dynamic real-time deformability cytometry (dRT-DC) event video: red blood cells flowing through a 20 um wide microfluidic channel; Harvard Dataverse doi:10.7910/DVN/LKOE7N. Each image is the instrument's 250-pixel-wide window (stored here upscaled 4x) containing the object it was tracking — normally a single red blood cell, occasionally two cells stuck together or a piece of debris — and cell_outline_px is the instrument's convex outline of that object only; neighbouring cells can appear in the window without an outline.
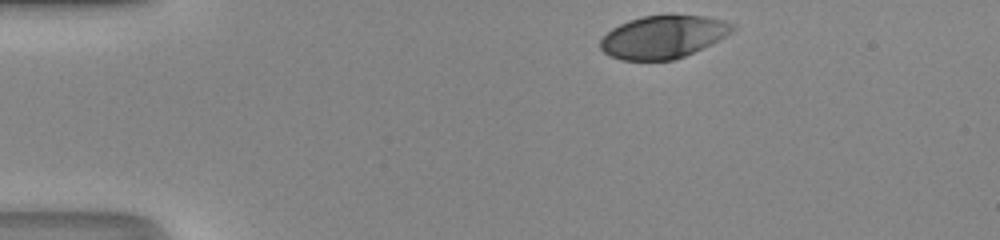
{"species": "human", "species_latin": "Homo sapiens", "temperature_condition": "room temperature", "stored_images_in_passage": 33, "camera_frame_rate_fps": 3000, "um_per_image_px": 0.085, "donor": {"sex": "male"}, "frame": {"image": 1, "passage_image": 1, "time_ms": 0.0, "image_size_px": [1000, 240], "cell_outline_px": [[736, 28], [732, 32], [684, 56], [672, 60], [620, 60], [604, 52], [600, 48], [600, 40], [612, 28], [628, 20], [644, 16], [668, 12], [704, 16], [724, 20], [736, 24]], "centroid_in_image_um": [56.37, 3.09], "position_along_channel_um": 28.6, "area_um2": 33.23}}
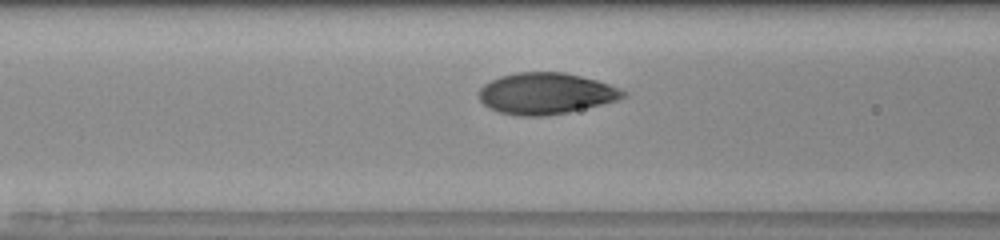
{"frame": {"image": 2, "passage_image": 13, "time_ms": 4.0, "image_size_px": [1000, 240], "cell_outline_px": [[628, 96], [616, 100], [568, 112], [544, 116], [516, 116], [496, 112], [488, 108], [480, 100], [480, 88], [484, 84], [500, 76], [516, 72], [564, 72], [596, 80], [620, 88], [628, 92]], "centroid_in_image_um": [46.38, 7.95], "position_along_channel_um": 120.2, "area_um2": 34.74}}
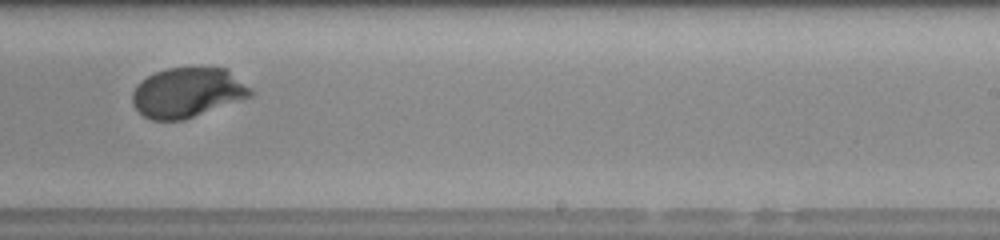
{"frame": {"image": 3, "passage_image": 24, "time_ms": 7.667, "image_size_px": [1000, 240], "cell_outline_px": [[252, 96], [184, 120], [152, 120], [144, 116], [132, 104], [132, 92], [136, 84], [148, 76], [156, 72], [168, 68], [228, 68], [252, 92]], "centroid_in_image_um": [15.9, 7.87], "position_along_channel_um": 273.1, "area_um2": 33.99}, "authors_computed_cell_mechanics": {"area_um2": 34.68, "velocity_mm_per_s": 4.1841, "shape_relaxation_time_tau1_ms": 2.8261, "shape_relaxation_time_tau2_ms": null, "deformation_change_tau1": 0.1796, "deformation_change_tau2": null}}